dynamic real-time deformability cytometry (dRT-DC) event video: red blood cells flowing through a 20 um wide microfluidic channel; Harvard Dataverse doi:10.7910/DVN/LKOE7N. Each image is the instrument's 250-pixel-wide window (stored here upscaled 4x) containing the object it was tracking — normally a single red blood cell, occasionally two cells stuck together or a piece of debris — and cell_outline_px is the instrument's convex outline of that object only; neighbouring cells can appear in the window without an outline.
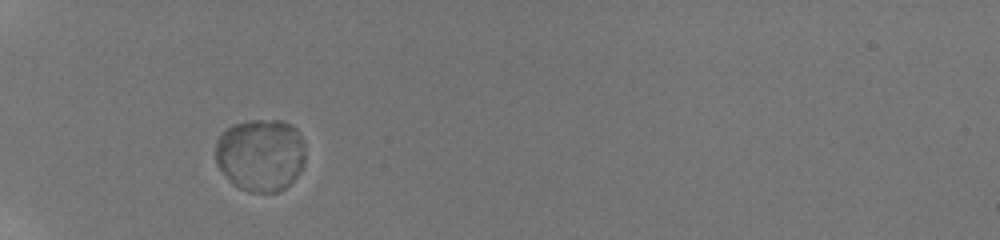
{"species": "human", "species_latin": "Homo sapiens", "temperature_condition": "room temperature", "stored_images_in_passage": 50, "camera_frame_rate_fps": 3000, "um_per_image_px": 0.085, "donor": {"sex": "male"}, "frame": {"image": 1, "passage_image": 1, "time_ms": 0.0, "image_size_px": [1000, 240], "cell_outline_px": [[304, 168], [280, 192], [248, 192], [236, 188], [228, 180], [216, 164], [216, 144], [220, 136], [232, 124], [248, 120], [284, 120], [292, 124], [300, 132], [304, 140]], "centroid_in_image_um": [22.16, 13.17], "position_along_channel_um": 62.8, "area_um2": 38.61}}
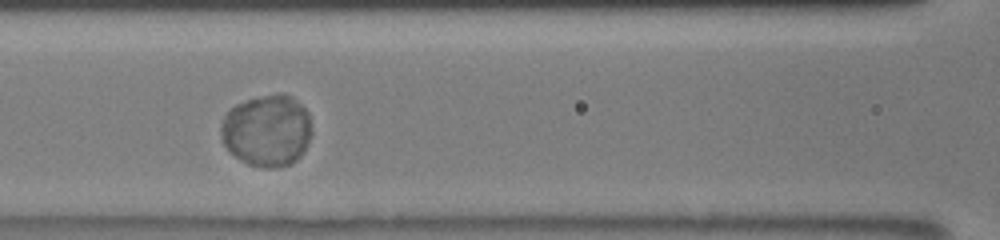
{"frame": {"image": 2, "passage_image": 17, "time_ms": 2.667, "image_size_px": [1000, 240], "cell_outline_px": [[312, 132], [304, 152], [296, 160], [288, 164], [276, 168], [264, 168], [248, 164], [240, 160], [228, 152], [220, 136], [220, 124], [224, 116], [236, 104], [248, 100], [276, 92], [284, 92], [292, 96], [308, 112]], "centroid_in_image_um": [22.69, 11.1], "position_along_channel_um": 143.9, "area_um2": 38.38}}
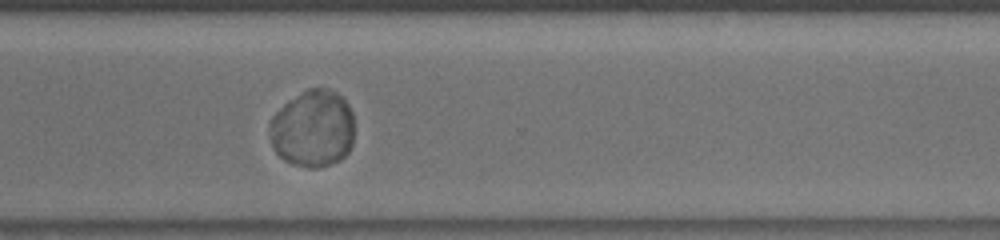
{"frame": {"image": 3, "passage_image": 49, "time_ms": 8.0, "image_size_px": [1000, 240], "cell_outline_px": [[352, 144], [348, 152], [340, 160], [316, 168], [308, 168], [284, 160], [276, 152], [268, 136], [268, 124], [272, 116], [284, 104], [308, 88], [328, 88], [336, 92], [348, 104], [352, 112]], "centroid_in_image_um": [26.56, 10.93], "position_along_channel_um": 344.0, "area_um2": 38.03}}